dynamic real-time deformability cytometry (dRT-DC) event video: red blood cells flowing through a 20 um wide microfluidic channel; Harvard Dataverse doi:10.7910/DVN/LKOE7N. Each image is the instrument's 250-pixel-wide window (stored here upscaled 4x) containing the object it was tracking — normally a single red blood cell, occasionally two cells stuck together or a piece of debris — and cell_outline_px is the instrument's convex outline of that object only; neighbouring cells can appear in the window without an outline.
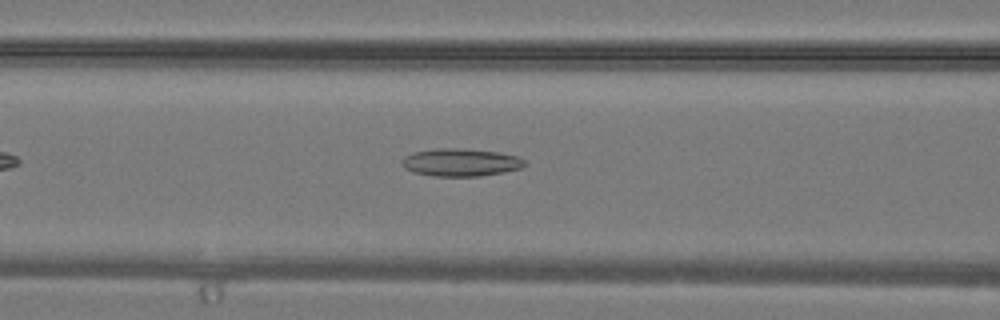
{"species": "common noctule bat (a hibernating species)", "species_latin": "Nyctalus noctula", "temperature_condition": "warm", "stored_images_in_passage": 28, "camera_frame_rate_fps": 3000, "um_per_image_px": 0.085, "animal": {"sex": "male", "body_mass_g": 19.2, "forearm_length_mm": 51.8}, "frame": {"image": 1, "passage_image": 8, "time_ms": 2.333, "image_size_px": [1000, 320], "cell_outline_px": [[524, 164], [520, 168], [500, 172], [476, 176], [436, 176], [416, 172], [404, 168], [404, 156], [416, 152], [436, 148], [452, 148], [496, 152], [516, 156], [524, 160]], "centroid_in_image_um": [39.14, 13.8], "position_along_channel_um": 127.5, "area_um2": 19.07}}
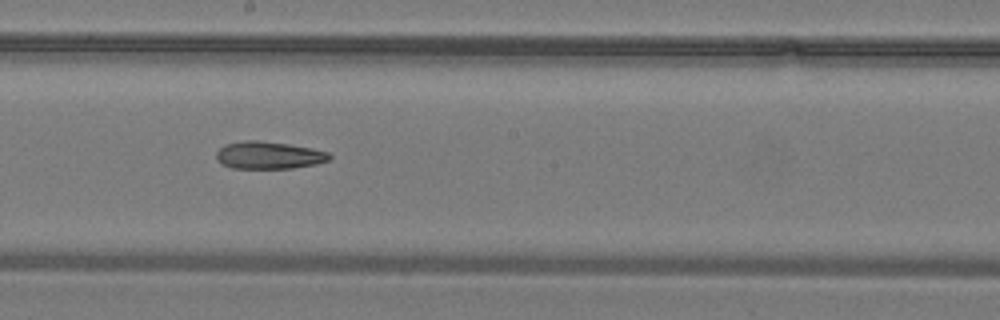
{"frame": {"image": 2, "passage_image": 13, "time_ms": 4.0, "image_size_px": [1000, 320], "cell_outline_px": [[332, 156], [328, 160], [316, 164], [292, 168], [232, 168], [216, 160], [216, 152], [220, 148], [228, 144], [248, 140], [256, 140], [288, 144], [312, 148], [328, 152]], "centroid_in_image_um": [22.86, 13.2], "position_along_channel_um": 225.3, "area_um2": 17.86}}
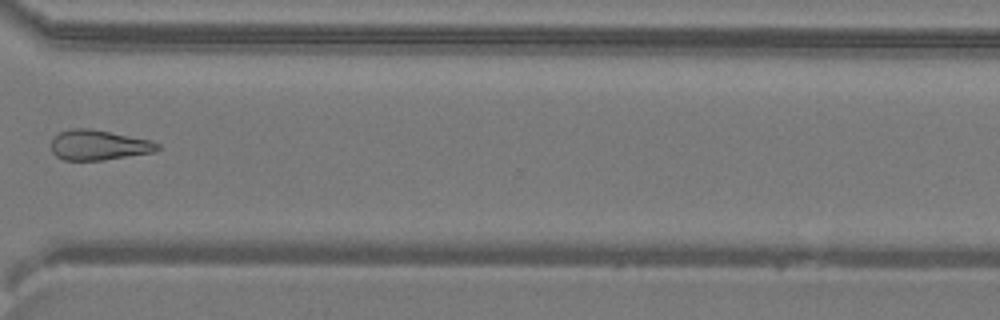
{"frame": {"image": 3, "passage_image": 20, "time_ms": 6.333, "image_size_px": [1000, 320], "cell_outline_px": [[160, 148], [152, 152], [104, 160], [64, 160], [56, 156], [52, 152], [52, 140], [60, 132], [72, 128], [88, 128], [152, 140], [160, 144]], "centroid_in_image_um": [8.39, 12.33], "position_along_channel_um": 362.2, "area_um2": 18.5}}